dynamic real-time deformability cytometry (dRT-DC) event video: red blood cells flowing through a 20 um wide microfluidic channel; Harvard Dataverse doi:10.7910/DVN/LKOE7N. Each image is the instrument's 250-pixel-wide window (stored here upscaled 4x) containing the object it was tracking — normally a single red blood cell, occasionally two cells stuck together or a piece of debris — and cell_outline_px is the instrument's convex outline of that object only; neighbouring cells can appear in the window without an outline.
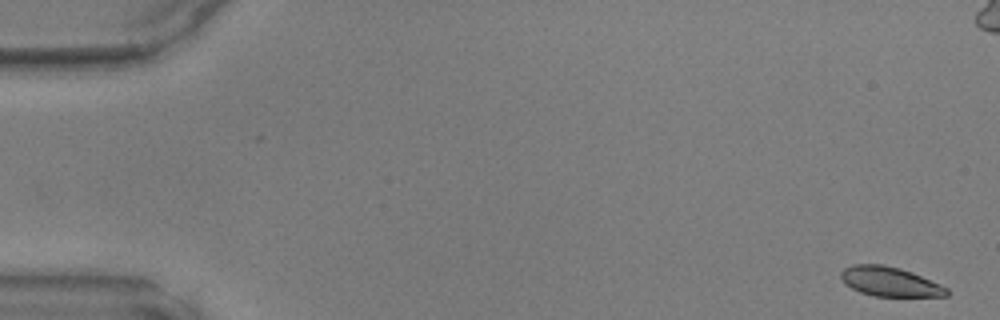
{"species": "common noctule bat (a hibernating species)", "species_latin": "Nyctalus noctula", "temperature_condition": "warm", "stored_images_in_passage": 44, "camera_frame_rate_fps": 3000, "um_per_image_px": 0.085, "animal": {"sex": "male", "body_mass_g": 17.9, "forearm_length_mm": 54.2}, "frame": {"image": 1, "passage_image": 1, "time_ms": 0.0, "image_size_px": [1000, 320], "cell_outline_px": [[948, 296], [872, 296], [860, 292], [852, 288], [840, 276], [840, 272], [844, 268], [852, 264], [884, 264], [900, 268], [940, 284], [948, 288]], "centroid_in_image_um": [75.63, 23.93], "position_along_channel_um": 9.4, "area_um2": 17.98}}
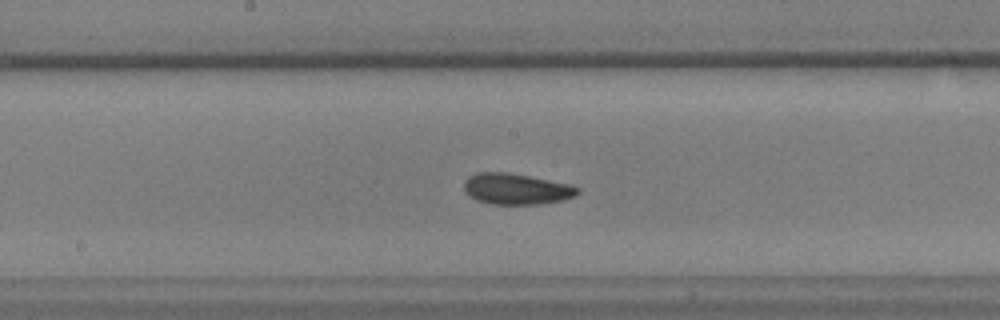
{"frame": {"image": 2, "passage_image": 25, "time_ms": 8.0, "image_size_px": [1000, 320], "cell_outline_px": [[580, 192], [576, 196], [560, 200], [540, 204], [488, 204], [476, 200], [464, 188], [464, 180], [468, 176], [476, 172], [508, 172], [568, 184], [580, 188]], "centroid_in_image_um": [43.87, 16.06], "position_along_channel_um": 204.3, "area_um2": 20.4}}
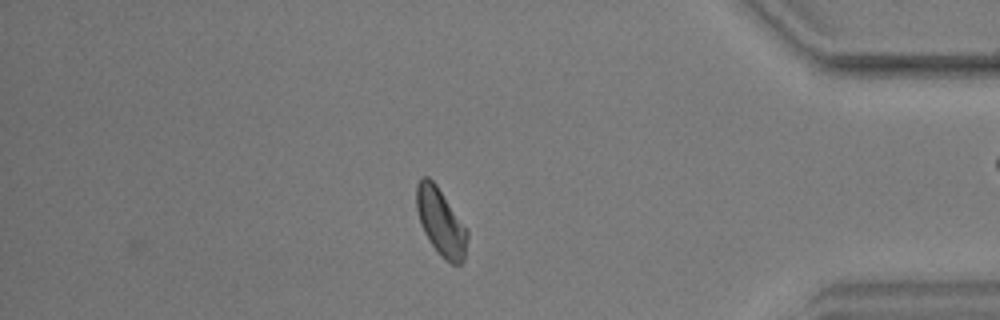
{"frame": {"image": 3, "passage_image": 41, "time_ms": 13.333, "image_size_px": [1000, 320], "cell_outline_px": [[468, 236], [464, 260], [460, 264], [452, 264], [428, 240], [420, 224], [416, 208], [416, 184], [420, 176], [428, 176], [436, 184], [468, 228]], "centroid_in_image_um": [37.47, 18.81], "position_along_channel_um": 397.7, "area_um2": 19.94}}